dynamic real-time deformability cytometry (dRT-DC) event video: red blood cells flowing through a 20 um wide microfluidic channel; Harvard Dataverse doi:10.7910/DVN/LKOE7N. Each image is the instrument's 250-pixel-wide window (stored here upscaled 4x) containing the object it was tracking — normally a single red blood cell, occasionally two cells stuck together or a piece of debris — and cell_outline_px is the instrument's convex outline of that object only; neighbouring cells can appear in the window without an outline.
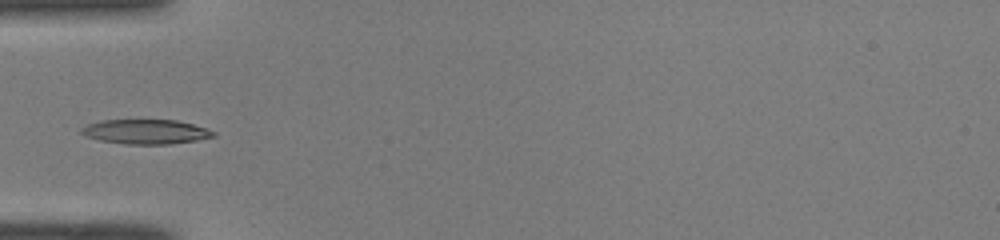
{"species": "common noctule bat (a hibernating species)", "species_latin": "Nyctalus noctula", "temperature_condition": "room temperature", "stored_images_in_passage": 34, "camera_frame_rate_fps": 3000, "um_per_image_px": 0.085, "animal": {"sex": "male", "body_mass_g": 19.0, "forearm_length_mm": 50.8}, "frame": {"image": 1, "passage_image": 1, "time_ms": 0.0, "image_size_px": [1000, 240], "cell_outline_px": [[216, 136], [196, 140], [168, 144], [128, 144], [100, 140], [84, 136], [80, 132], [80, 128], [88, 124], [100, 120], [176, 120], [192, 124], [216, 132]], "centroid_in_image_um": [12.35, 11.19], "position_along_channel_um": 72.6, "area_um2": 18.79}}
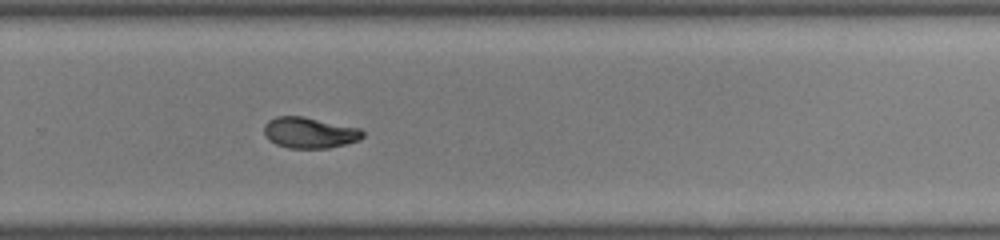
{"frame": {"image": 2, "passage_image": 18, "time_ms": 5.667, "image_size_px": [1000, 240], "cell_outline_px": [[364, 136], [360, 140], [328, 148], [288, 148], [276, 144], [268, 140], [264, 132], [264, 124], [268, 120], [276, 116], [304, 116], [360, 128], [364, 132]], "centroid_in_image_um": [26.3, 11.27], "position_along_channel_um": 303.5, "area_um2": 17.92}}
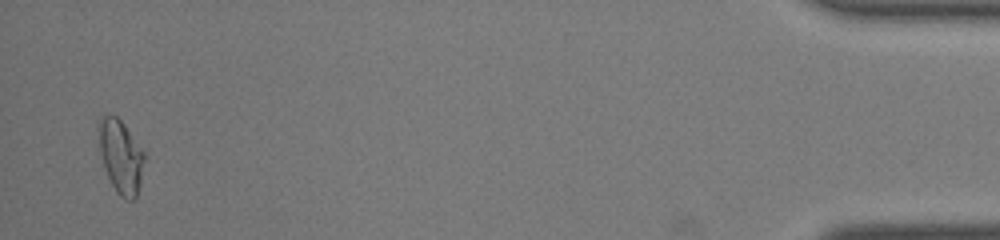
{"frame": {"image": 3, "passage_image": 33, "time_ms": 10.667, "image_size_px": [1000, 240], "cell_outline_px": [[148, 152], [136, 200], [124, 200], [116, 192], [108, 176], [100, 152], [96, 128], [100, 116], [116, 116], [124, 124]], "centroid_in_image_um": [10.31, 13.29], "position_along_channel_um": 424.9, "area_um2": 20.29}}